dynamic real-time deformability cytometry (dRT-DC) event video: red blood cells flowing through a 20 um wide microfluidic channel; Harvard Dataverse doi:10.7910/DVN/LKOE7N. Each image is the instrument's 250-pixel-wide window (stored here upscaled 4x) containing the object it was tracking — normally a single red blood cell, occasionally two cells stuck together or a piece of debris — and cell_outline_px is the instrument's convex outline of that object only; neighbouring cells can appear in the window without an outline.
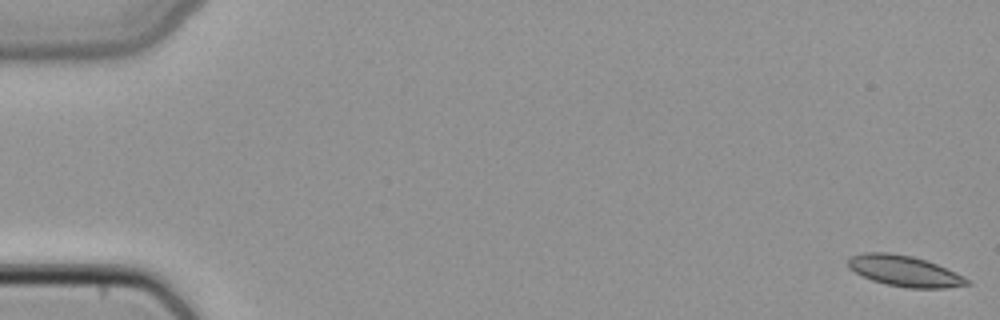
{"species": "common noctule bat (a hibernating species)", "species_latin": "Nyctalus noctula", "temperature_condition": "cold", "stored_images_in_passage": 50, "camera_frame_rate_fps": 3000, "um_per_image_px": 0.085, "animal": {"sex": "female", "body_mass_g": 22.7, "forearm_length_mm": 54.2}, "frame": {"image": 1, "passage_image": 1, "time_ms": 0.0, "image_size_px": [1000, 320], "cell_outline_px": [[972, 284], [944, 288], [908, 288], [884, 284], [872, 280], [848, 268], [848, 260], [852, 256], [864, 252], [888, 252], [912, 256], [936, 264], [956, 272], [972, 280]], "centroid_in_image_um": [76.92, 23.04], "position_along_channel_um": 8.1, "area_um2": 21.39}}
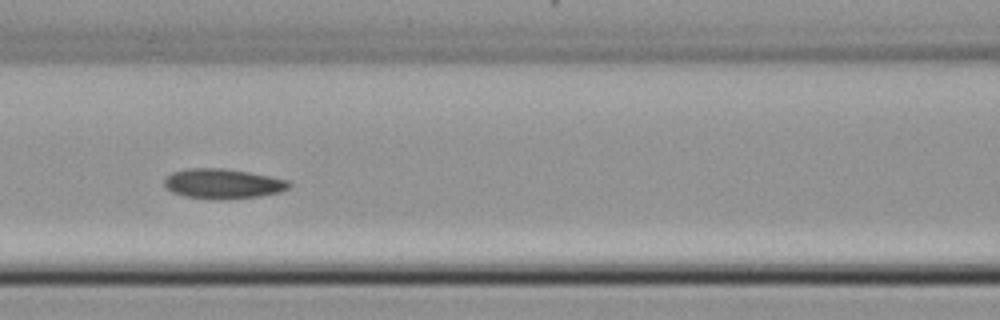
{"frame": {"image": 2, "passage_image": 23, "time_ms": 7.333, "image_size_px": [1000, 320], "cell_outline_px": [[292, 184], [288, 188], [280, 192], [260, 196], [184, 196], [172, 192], [164, 188], [164, 180], [172, 172], [188, 168], [228, 168], [288, 180]], "centroid_in_image_um": [18.93, 15.55], "position_along_channel_um": 147.7, "area_um2": 20.75}}
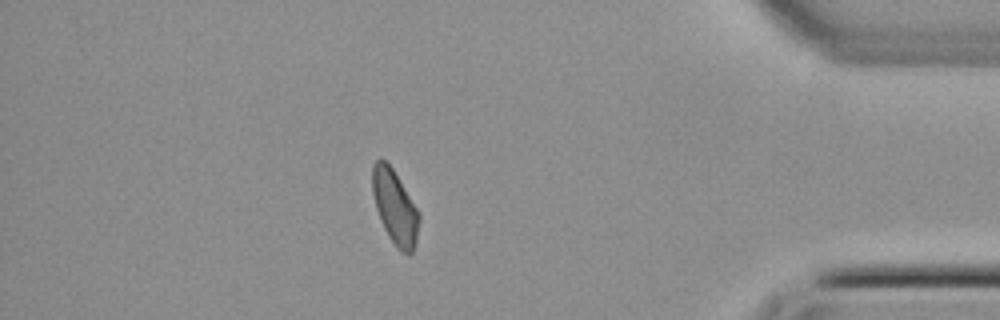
{"frame": {"image": 3, "passage_image": 44, "time_ms": 14.333, "image_size_px": [1000, 320], "cell_outline_px": [[420, 216], [416, 244], [412, 252], [408, 256], [400, 252], [396, 248], [388, 236], [380, 220], [376, 208], [372, 192], [372, 164], [380, 156], [392, 168], [416, 208]], "centroid_in_image_um": [33.55, 17.64], "position_along_channel_um": 401.7, "area_um2": 20.17}}